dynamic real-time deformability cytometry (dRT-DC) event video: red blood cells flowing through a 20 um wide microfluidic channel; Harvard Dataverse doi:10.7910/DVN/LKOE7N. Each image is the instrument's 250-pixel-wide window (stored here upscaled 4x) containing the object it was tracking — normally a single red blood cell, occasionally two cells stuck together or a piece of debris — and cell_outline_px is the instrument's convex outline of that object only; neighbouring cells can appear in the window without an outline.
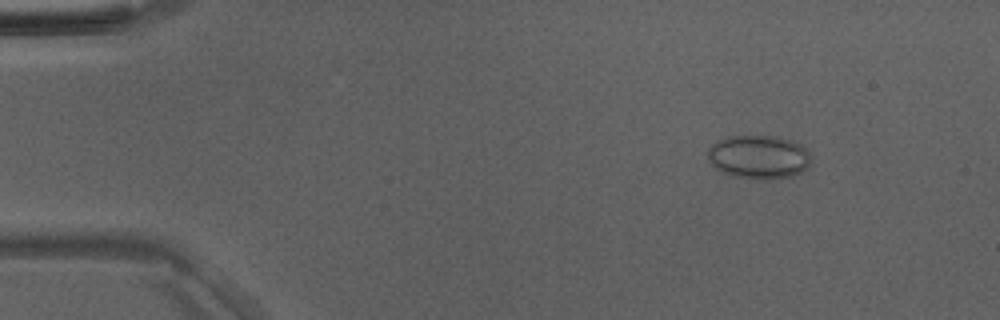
{"species": "Egyptian fruit bat (a non-hibernating species)", "species_latin": "Rousettus aegyptiacus", "temperature_condition": "room temperature", "stored_images_in_passage": 31, "camera_frame_rate_fps": 3000, "um_per_image_px": 0.085, "animal": {"sex": "male"}, "frame": {"image": 1, "passage_image": 6, "time_ms": 1.667, "image_size_px": [1000, 320], "cell_outline_px": [[808, 164], [800, 172], [792, 176], [760, 180], [752, 180], [732, 176], [720, 172], [708, 160], [708, 148], [716, 140], [728, 136], [780, 136], [792, 140], [800, 144], [808, 152]], "centroid_in_image_um": [64.42, 13.34], "position_along_channel_um": 20.6, "area_um2": 26.41}}
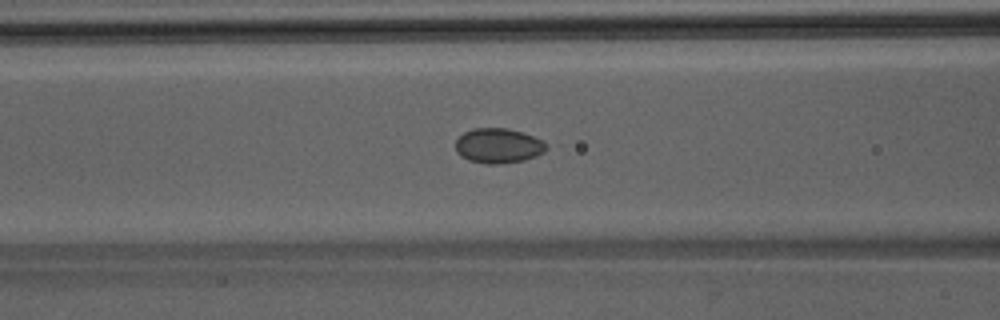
{"frame": {"image": 2, "passage_image": 20, "time_ms": 6.333, "image_size_px": [1000, 320], "cell_outline_px": [[544, 152], [536, 156], [524, 160], [500, 164], [488, 164], [468, 160], [460, 156], [456, 152], [456, 140], [464, 132], [472, 128], [508, 128], [524, 132], [540, 140], [544, 144]], "centroid_in_image_um": [42.31, 12.38], "position_along_channel_um": 124.3, "area_um2": 18.38}}
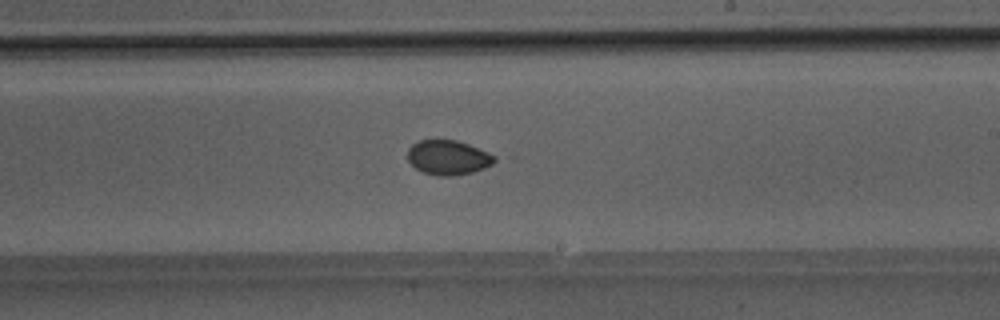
{"frame": {"image": 3, "passage_image": 29, "time_ms": 1676.0, "image_size_px": [1000, 320], "cell_outline_px": [[496, 160], [492, 164], [484, 168], [472, 172], [452, 176], [440, 176], [424, 172], [416, 168], [408, 160], [408, 148], [412, 144], [420, 140], [456, 140], [468, 144], [488, 152], [496, 156]], "centroid_in_image_um": [38.1, 13.38], "position_along_channel_um": 250.9, "area_um2": 17.4}}